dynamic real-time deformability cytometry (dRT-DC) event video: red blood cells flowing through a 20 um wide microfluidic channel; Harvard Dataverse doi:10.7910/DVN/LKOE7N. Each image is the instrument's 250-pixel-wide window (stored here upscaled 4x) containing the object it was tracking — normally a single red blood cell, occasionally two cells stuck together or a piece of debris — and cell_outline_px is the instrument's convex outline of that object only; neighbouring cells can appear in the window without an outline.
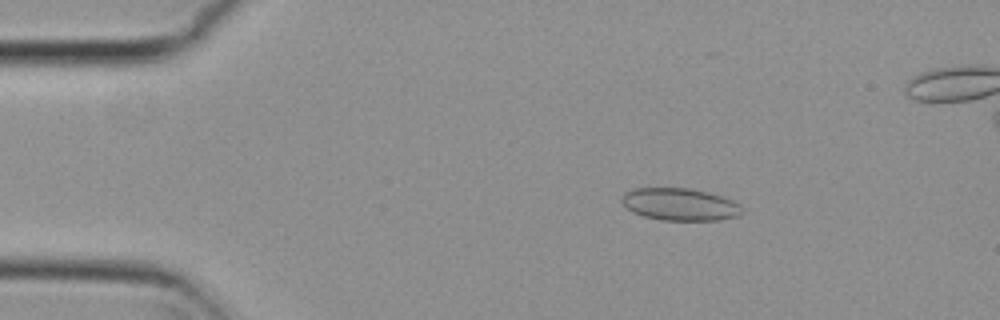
{"species": "common noctule bat (a hibernating species)", "species_latin": "Nyctalus noctula", "temperature_condition": "cold", "stored_images_in_passage": 44, "camera_frame_rate_fps": 3000, "um_per_image_px": 0.085, "animal": {"sex": "female", "body_mass_g": 29.2, "forearm_length_mm": 56.3}, "frame": {"image": 1, "passage_image": 2, "time_ms": 0.333, "image_size_px": [1000, 320], "cell_outline_px": [[744, 212], [736, 216], [720, 220], [660, 220], [644, 216], [632, 212], [620, 200], [624, 192], [636, 188], [688, 188], [708, 192], [732, 200], [740, 204], [744, 208]], "centroid_in_image_um": [57.8, 17.37], "position_along_channel_um": 27.2, "area_um2": 22.72}}
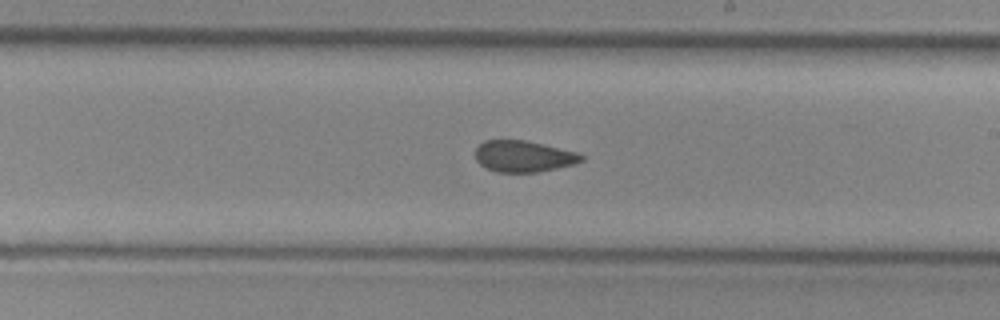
{"frame": {"image": 2, "passage_image": 24, "time_ms": 7.667, "image_size_px": [1000, 320], "cell_outline_px": [[584, 160], [576, 164], [536, 172], [496, 172], [480, 164], [476, 160], [476, 148], [484, 140], [524, 140], [580, 152], [584, 156]], "centroid_in_image_um": [44.54, 13.28], "position_along_channel_um": 244.5, "area_um2": 19.42}}
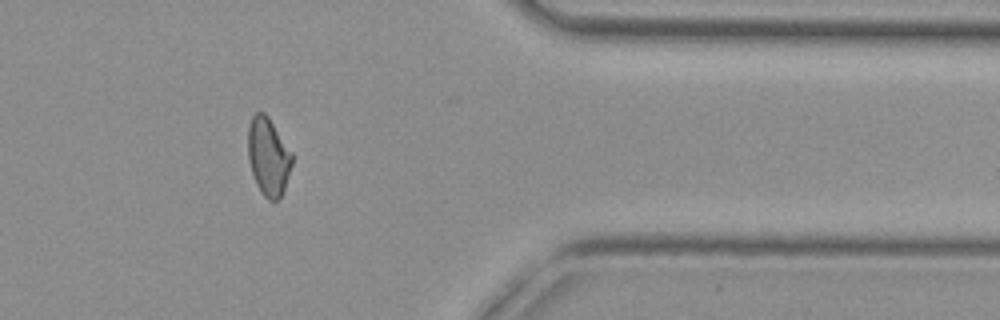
{"frame": {"image": 3, "passage_image": 37, "time_ms": 12.0, "image_size_px": [1000, 320], "cell_outline_px": [[292, 164], [284, 192], [276, 200], [268, 200], [260, 192], [256, 184], [248, 160], [248, 128], [252, 116], [256, 112], [264, 112], [268, 116], [292, 152]], "centroid_in_image_um": [22.81, 13.32], "position_along_channel_um": 388.6, "area_um2": 20.06}}